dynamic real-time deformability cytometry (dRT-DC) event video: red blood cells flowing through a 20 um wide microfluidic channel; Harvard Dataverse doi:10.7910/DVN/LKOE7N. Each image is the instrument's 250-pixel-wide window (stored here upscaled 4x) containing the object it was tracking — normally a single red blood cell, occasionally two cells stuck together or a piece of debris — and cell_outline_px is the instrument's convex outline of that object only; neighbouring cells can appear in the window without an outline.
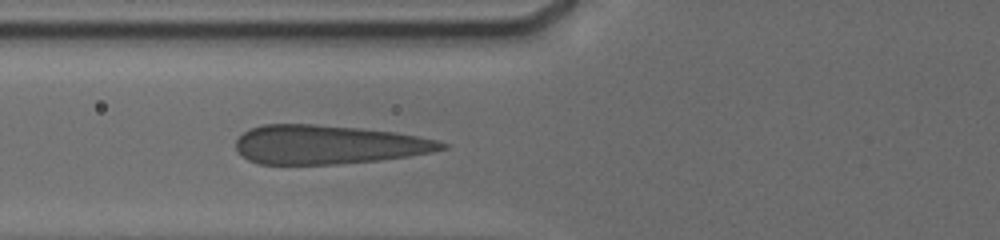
{"species": "human", "species_latin": "Homo sapiens", "temperature_condition": "cold", "stored_images_in_passage": 14, "camera_frame_rate_fps": 3000, "um_per_image_px": 0.085, "donor": {"sex": "male"}, "frame": {"image": 1, "passage_image": 12, "time_ms": 7.0, "image_size_px": [1000, 240], "cell_outline_px": [[448, 148], [432, 152], [408, 156], [380, 160], [336, 164], [260, 164], [248, 160], [236, 152], [236, 140], [248, 128], [264, 124], [316, 124], [356, 128], [392, 132], [416, 136], [436, 140], [448, 144]], "centroid_in_image_um": [27.85, 12.29], "position_along_channel_um": 98.0, "area_um2": 46.64}}
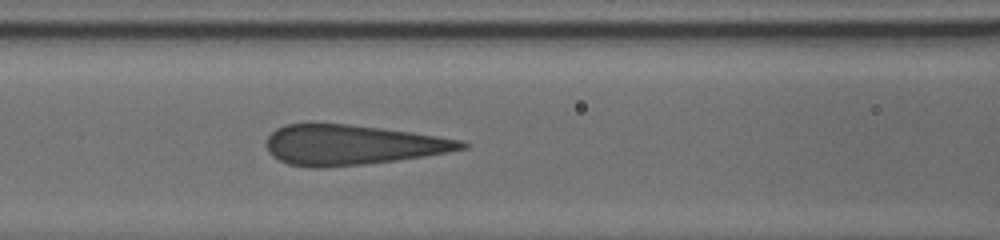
{"frame": {"image": 2, "passage_image": 14, "time_ms": 8.0, "image_size_px": [1000, 240], "cell_outline_px": [[468, 148], [448, 152], [424, 156], [396, 160], [364, 164], [320, 168], [308, 168], [288, 164], [272, 156], [268, 152], [268, 136], [276, 128], [284, 124], [348, 124], [412, 132], [460, 140], [468, 144]], "centroid_in_image_um": [29.9, 12.32], "position_along_channel_um": 136.7, "area_um2": 45.26}}